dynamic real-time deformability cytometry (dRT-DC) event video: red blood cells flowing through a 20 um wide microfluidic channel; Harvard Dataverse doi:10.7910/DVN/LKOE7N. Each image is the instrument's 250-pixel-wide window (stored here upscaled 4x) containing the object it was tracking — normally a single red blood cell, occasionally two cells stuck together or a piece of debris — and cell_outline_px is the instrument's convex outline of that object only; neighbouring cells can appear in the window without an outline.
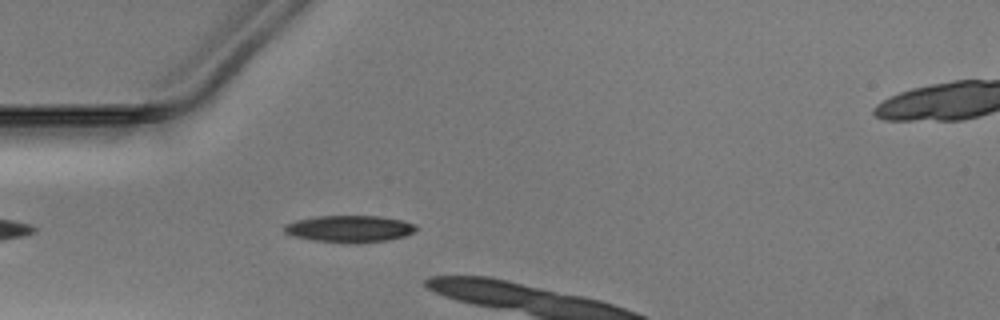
{"species": "Egyptian fruit bat (a non-hibernating species)", "species_latin": "Rousettus aegyptiacus", "temperature_condition": "warm", "stored_images_in_passage": 5, "camera_frame_rate_fps": 3000, "um_per_image_px": 0.085, "animal": {"sex": "male"}, "frame": {"image": 1, "passage_image": 2, "time_ms": 0.333, "image_size_px": [1000, 320], "cell_outline_px": [[416, 232], [404, 236], [388, 240], [312, 240], [292, 236], [284, 232], [284, 228], [288, 224], [300, 220], [316, 216], [380, 216], [404, 220], [416, 224]], "centroid_in_image_um": [29.77, 19.4], "position_along_channel_um": 55.2, "area_um2": 19.59}}